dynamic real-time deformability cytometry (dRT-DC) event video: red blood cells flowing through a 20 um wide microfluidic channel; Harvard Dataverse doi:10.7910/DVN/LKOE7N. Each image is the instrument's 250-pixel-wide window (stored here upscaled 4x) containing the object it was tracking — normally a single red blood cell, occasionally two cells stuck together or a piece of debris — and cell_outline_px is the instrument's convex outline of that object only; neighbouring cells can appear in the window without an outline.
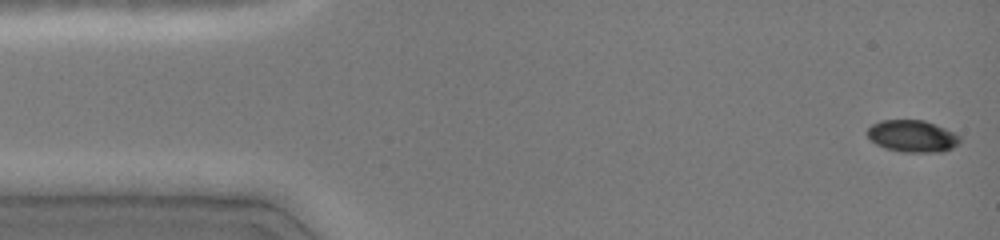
{"species": "common noctule bat (a hibernating species)", "species_latin": "Nyctalus noctula", "temperature_condition": "cold", "stored_images_in_passage": 44, "camera_frame_rate_fps": 3000, "um_per_image_px": 0.085, "animal": {"sex": "female", "body_mass_g": 19.0, "forearm_length_mm": 51.5}, "frame": {"image": 1, "passage_image": 1, "time_ms": 0.0, "image_size_px": [1000, 240], "cell_outline_px": [[960, 144], [944, 152], [904, 152], [884, 148], [876, 144], [868, 136], [868, 128], [872, 124], [880, 120], [924, 120], [944, 128], [960, 136]], "centroid_in_image_um": [77.56, 11.58], "position_along_channel_um": 7.4, "area_um2": 17.22}}
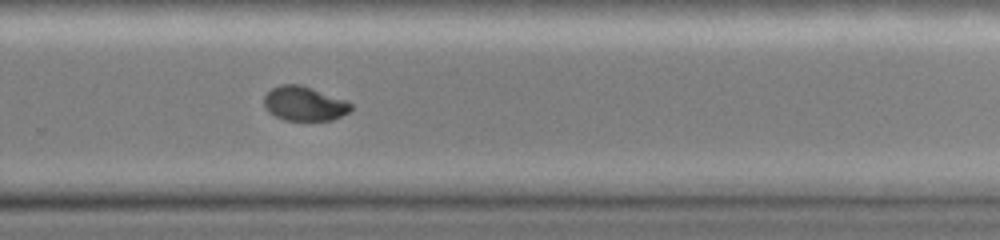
{"frame": {"image": 2, "passage_image": 32, "time_ms": 10.0, "image_size_px": [1000, 240], "cell_outline_px": [[352, 108], [348, 112], [332, 120], [284, 120], [268, 112], [264, 108], [264, 96], [272, 88], [280, 84], [300, 84], [312, 88], [344, 100], [352, 104]], "centroid_in_image_um": [25.82, 8.81], "position_along_channel_um": 304.0, "area_um2": 17.28}}
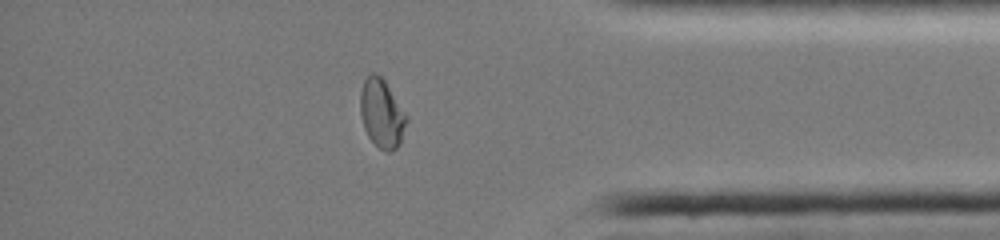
{"frame": {"image": 3, "passage_image": 40, "time_ms": 12.667, "image_size_px": [1000, 240], "cell_outline_px": [[408, 120], [400, 144], [396, 148], [388, 152], [384, 152], [368, 136], [364, 128], [360, 112], [360, 92], [364, 80], [372, 72], [376, 72], [384, 80], [408, 116]], "centroid_in_image_um": [32.46, 9.65], "position_along_channel_um": 402.7, "area_um2": 18.5}, "authors_computed_cell_mechanics": {"area_um2": 18.207, "velocity_mm_per_s": 4.1068, "shape_relaxation_time_tau1_ms": null, "shape_relaxation_time_tau2_ms": 1.1743, "deformation_change_tau1": null, "deformation_change_tau2": 0.0358}}